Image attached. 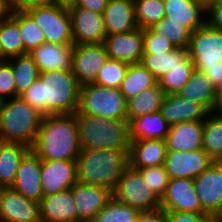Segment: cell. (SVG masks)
Segmentation results:
<instances>
[{
  "label": "cell",
  "mask_w": 222,
  "mask_h": 222,
  "mask_svg": "<svg viewBox=\"0 0 222 222\" xmlns=\"http://www.w3.org/2000/svg\"><path fill=\"white\" fill-rule=\"evenodd\" d=\"M81 84L72 70L40 72V78L20 97L43 115L73 114L78 110Z\"/></svg>",
  "instance_id": "6da1fadb"
},
{
  "label": "cell",
  "mask_w": 222,
  "mask_h": 222,
  "mask_svg": "<svg viewBox=\"0 0 222 222\" xmlns=\"http://www.w3.org/2000/svg\"><path fill=\"white\" fill-rule=\"evenodd\" d=\"M81 149L75 113L43 116L32 149L41 160L76 161Z\"/></svg>",
  "instance_id": "7a4b0ae2"
},
{
  "label": "cell",
  "mask_w": 222,
  "mask_h": 222,
  "mask_svg": "<svg viewBox=\"0 0 222 222\" xmlns=\"http://www.w3.org/2000/svg\"><path fill=\"white\" fill-rule=\"evenodd\" d=\"M76 163L78 182L103 186L113 192L119 177L129 167V151L81 149Z\"/></svg>",
  "instance_id": "3957f363"
},
{
  "label": "cell",
  "mask_w": 222,
  "mask_h": 222,
  "mask_svg": "<svg viewBox=\"0 0 222 222\" xmlns=\"http://www.w3.org/2000/svg\"><path fill=\"white\" fill-rule=\"evenodd\" d=\"M43 116L20 96L2 101L0 140L33 149Z\"/></svg>",
  "instance_id": "277c9868"
},
{
  "label": "cell",
  "mask_w": 222,
  "mask_h": 222,
  "mask_svg": "<svg viewBox=\"0 0 222 222\" xmlns=\"http://www.w3.org/2000/svg\"><path fill=\"white\" fill-rule=\"evenodd\" d=\"M82 149H120L129 151L131 139L128 120L105 119L75 114Z\"/></svg>",
  "instance_id": "5b68a950"
},
{
  "label": "cell",
  "mask_w": 222,
  "mask_h": 222,
  "mask_svg": "<svg viewBox=\"0 0 222 222\" xmlns=\"http://www.w3.org/2000/svg\"><path fill=\"white\" fill-rule=\"evenodd\" d=\"M75 114L127 120V100L119 88L86 83L81 85L78 110Z\"/></svg>",
  "instance_id": "8992f818"
},
{
  "label": "cell",
  "mask_w": 222,
  "mask_h": 222,
  "mask_svg": "<svg viewBox=\"0 0 222 222\" xmlns=\"http://www.w3.org/2000/svg\"><path fill=\"white\" fill-rule=\"evenodd\" d=\"M42 29L46 42L73 45L72 19L68 7L56 3L25 10Z\"/></svg>",
  "instance_id": "52a82bcc"
},
{
  "label": "cell",
  "mask_w": 222,
  "mask_h": 222,
  "mask_svg": "<svg viewBox=\"0 0 222 222\" xmlns=\"http://www.w3.org/2000/svg\"><path fill=\"white\" fill-rule=\"evenodd\" d=\"M112 196L118 202L127 204L140 212L160 208V198L149 187L141 173L130 166L119 177Z\"/></svg>",
  "instance_id": "ba28073f"
},
{
  "label": "cell",
  "mask_w": 222,
  "mask_h": 222,
  "mask_svg": "<svg viewBox=\"0 0 222 222\" xmlns=\"http://www.w3.org/2000/svg\"><path fill=\"white\" fill-rule=\"evenodd\" d=\"M188 51L195 69L200 72L206 68L221 67L222 31L206 23L191 33Z\"/></svg>",
  "instance_id": "9c48e42d"
},
{
  "label": "cell",
  "mask_w": 222,
  "mask_h": 222,
  "mask_svg": "<svg viewBox=\"0 0 222 222\" xmlns=\"http://www.w3.org/2000/svg\"><path fill=\"white\" fill-rule=\"evenodd\" d=\"M193 182L202 210L212 218L222 214V162H213Z\"/></svg>",
  "instance_id": "30bf717a"
},
{
  "label": "cell",
  "mask_w": 222,
  "mask_h": 222,
  "mask_svg": "<svg viewBox=\"0 0 222 222\" xmlns=\"http://www.w3.org/2000/svg\"><path fill=\"white\" fill-rule=\"evenodd\" d=\"M107 59L103 43L74 44L72 73L81 85L94 82Z\"/></svg>",
  "instance_id": "8fae6325"
},
{
  "label": "cell",
  "mask_w": 222,
  "mask_h": 222,
  "mask_svg": "<svg viewBox=\"0 0 222 222\" xmlns=\"http://www.w3.org/2000/svg\"><path fill=\"white\" fill-rule=\"evenodd\" d=\"M213 162L203 149L194 151L167 150L164 167L170 179H194Z\"/></svg>",
  "instance_id": "7c38bea8"
},
{
  "label": "cell",
  "mask_w": 222,
  "mask_h": 222,
  "mask_svg": "<svg viewBox=\"0 0 222 222\" xmlns=\"http://www.w3.org/2000/svg\"><path fill=\"white\" fill-rule=\"evenodd\" d=\"M72 19L74 44H99L107 36L102 14L72 5L68 7Z\"/></svg>",
  "instance_id": "4fadbf2b"
},
{
  "label": "cell",
  "mask_w": 222,
  "mask_h": 222,
  "mask_svg": "<svg viewBox=\"0 0 222 222\" xmlns=\"http://www.w3.org/2000/svg\"><path fill=\"white\" fill-rule=\"evenodd\" d=\"M103 44L109 59L128 64L141 63L144 54L143 28L107 35Z\"/></svg>",
  "instance_id": "5bb4252c"
},
{
  "label": "cell",
  "mask_w": 222,
  "mask_h": 222,
  "mask_svg": "<svg viewBox=\"0 0 222 222\" xmlns=\"http://www.w3.org/2000/svg\"><path fill=\"white\" fill-rule=\"evenodd\" d=\"M160 208L165 211L205 213L199 203L193 179H170L164 195L160 199Z\"/></svg>",
  "instance_id": "9a60e30c"
},
{
  "label": "cell",
  "mask_w": 222,
  "mask_h": 222,
  "mask_svg": "<svg viewBox=\"0 0 222 222\" xmlns=\"http://www.w3.org/2000/svg\"><path fill=\"white\" fill-rule=\"evenodd\" d=\"M0 222H41L39 202L26 198L12 187H3L0 197Z\"/></svg>",
  "instance_id": "2e32d148"
},
{
  "label": "cell",
  "mask_w": 222,
  "mask_h": 222,
  "mask_svg": "<svg viewBox=\"0 0 222 222\" xmlns=\"http://www.w3.org/2000/svg\"><path fill=\"white\" fill-rule=\"evenodd\" d=\"M77 181L76 161L41 160V185L44 196L71 189Z\"/></svg>",
  "instance_id": "e0dca14e"
},
{
  "label": "cell",
  "mask_w": 222,
  "mask_h": 222,
  "mask_svg": "<svg viewBox=\"0 0 222 222\" xmlns=\"http://www.w3.org/2000/svg\"><path fill=\"white\" fill-rule=\"evenodd\" d=\"M71 190L76 202L78 222H92L97 213L112 198L110 189L78 181L71 187Z\"/></svg>",
  "instance_id": "ac0fdd59"
},
{
  "label": "cell",
  "mask_w": 222,
  "mask_h": 222,
  "mask_svg": "<svg viewBox=\"0 0 222 222\" xmlns=\"http://www.w3.org/2000/svg\"><path fill=\"white\" fill-rule=\"evenodd\" d=\"M11 187L26 198L38 202L44 196L41 185V159L32 149L21 159Z\"/></svg>",
  "instance_id": "d6986e66"
},
{
  "label": "cell",
  "mask_w": 222,
  "mask_h": 222,
  "mask_svg": "<svg viewBox=\"0 0 222 222\" xmlns=\"http://www.w3.org/2000/svg\"><path fill=\"white\" fill-rule=\"evenodd\" d=\"M39 216L41 222H78L72 190L43 196L39 201Z\"/></svg>",
  "instance_id": "ffe728a7"
},
{
  "label": "cell",
  "mask_w": 222,
  "mask_h": 222,
  "mask_svg": "<svg viewBox=\"0 0 222 222\" xmlns=\"http://www.w3.org/2000/svg\"><path fill=\"white\" fill-rule=\"evenodd\" d=\"M160 112L170 126L185 121H203L204 117L213 115L202 104L183 99L177 94L165 95Z\"/></svg>",
  "instance_id": "44dd1931"
},
{
  "label": "cell",
  "mask_w": 222,
  "mask_h": 222,
  "mask_svg": "<svg viewBox=\"0 0 222 222\" xmlns=\"http://www.w3.org/2000/svg\"><path fill=\"white\" fill-rule=\"evenodd\" d=\"M102 16L107 35L138 28L134 0H109Z\"/></svg>",
  "instance_id": "7402d4cb"
},
{
  "label": "cell",
  "mask_w": 222,
  "mask_h": 222,
  "mask_svg": "<svg viewBox=\"0 0 222 222\" xmlns=\"http://www.w3.org/2000/svg\"><path fill=\"white\" fill-rule=\"evenodd\" d=\"M73 45L44 42L28 53L40 72L51 70H69L72 66Z\"/></svg>",
  "instance_id": "603a6c76"
},
{
  "label": "cell",
  "mask_w": 222,
  "mask_h": 222,
  "mask_svg": "<svg viewBox=\"0 0 222 222\" xmlns=\"http://www.w3.org/2000/svg\"><path fill=\"white\" fill-rule=\"evenodd\" d=\"M167 150L194 151L203 146V121H185L170 126Z\"/></svg>",
  "instance_id": "cb8c5ba5"
},
{
  "label": "cell",
  "mask_w": 222,
  "mask_h": 222,
  "mask_svg": "<svg viewBox=\"0 0 222 222\" xmlns=\"http://www.w3.org/2000/svg\"><path fill=\"white\" fill-rule=\"evenodd\" d=\"M167 153L166 142L156 140H131L129 148V166L143 169L164 165Z\"/></svg>",
  "instance_id": "d4e9b609"
},
{
  "label": "cell",
  "mask_w": 222,
  "mask_h": 222,
  "mask_svg": "<svg viewBox=\"0 0 222 222\" xmlns=\"http://www.w3.org/2000/svg\"><path fill=\"white\" fill-rule=\"evenodd\" d=\"M165 16L171 21H176L186 26L191 32L204 26L205 20L202 13H207V8L198 0H163Z\"/></svg>",
  "instance_id": "484cf974"
},
{
  "label": "cell",
  "mask_w": 222,
  "mask_h": 222,
  "mask_svg": "<svg viewBox=\"0 0 222 222\" xmlns=\"http://www.w3.org/2000/svg\"><path fill=\"white\" fill-rule=\"evenodd\" d=\"M217 91L211 80L203 72L195 69L177 95L202 104L211 113L216 103Z\"/></svg>",
  "instance_id": "4316f807"
},
{
  "label": "cell",
  "mask_w": 222,
  "mask_h": 222,
  "mask_svg": "<svg viewBox=\"0 0 222 222\" xmlns=\"http://www.w3.org/2000/svg\"><path fill=\"white\" fill-rule=\"evenodd\" d=\"M131 140H165L170 124L160 111L141 115L129 122Z\"/></svg>",
  "instance_id": "83f0119b"
},
{
  "label": "cell",
  "mask_w": 222,
  "mask_h": 222,
  "mask_svg": "<svg viewBox=\"0 0 222 222\" xmlns=\"http://www.w3.org/2000/svg\"><path fill=\"white\" fill-rule=\"evenodd\" d=\"M189 58L188 48H176L164 53H144L141 63L159 81L170 69L181 66Z\"/></svg>",
  "instance_id": "f1b7e54d"
},
{
  "label": "cell",
  "mask_w": 222,
  "mask_h": 222,
  "mask_svg": "<svg viewBox=\"0 0 222 222\" xmlns=\"http://www.w3.org/2000/svg\"><path fill=\"white\" fill-rule=\"evenodd\" d=\"M30 149L24 145L0 140V186L11 187L23 156Z\"/></svg>",
  "instance_id": "f546056e"
},
{
  "label": "cell",
  "mask_w": 222,
  "mask_h": 222,
  "mask_svg": "<svg viewBox=\"0 0 222 222\" xmlns=\"http://www.w3.org/2000/svg\"><path fill=\"white\" fill-rule=\"evenodd\" d=\"M165 92L160 88L159 83L149 87L127 100V120L140 117L141 115L160 111Z\"/></svg>",
  "instance_id": "4dcf8cb0"
},
{
  "label": "cell",
  "mask_w": 222,
  "mask_h": 222,
  "mask_svg": "<svg viewBox=\"0 0 222 222\" xmlns=\"http://www.w3.org/2000/svg\"><path fill=\"white\" fill-rule=\"evenodd\" d=\"M157 83V79L142 63L129 64V68L119 89L125 99L129 100Z\"/></svg>",
  "instance_id": "1f68e13d"
},
{
  "label": "cell",
  "mask_w": 222,
  "mask_h": 222,
  "mask_svg": "<svg viewBox=\"0 0 222 222\" xmlns=\"http://www.w3.org/2000/svg\"><path fill=\"white\" fill-rule=\"evenodd\" d=\"M9 15L18 23L24 55L46 42L42 29L25 10L10 8Z\"/></svg>",
  "instance_id": "d6a6232c"
},
{
  "label": "cell",
  "mask_w": 222,
  "mask_h": 222,
  "mask_svg": "<svg viewBox=\"0 0 222 222\" xmlns=\"http://www.w3.org/2000/svg\"><path fill=\"white\" fill-rule=\"evenodd\" d=\"M9 59H7V61L12 67L16 82L15 97H18L40 78V70L29 54L15 56Z\"/></svg>",
  "instance_id": "836d02e7"
},
{
  "label": "cell",
  "mask_w": 222,
  "mask_h": 222,
  "mask_svg": "<svg viewBox=\"0 0 222 222\" xmlns=\"http://www.w3.org/2000/svg\"><path fill=\"white\" fill-rule=\"evenodd\" d=\"M1 60L24 55L18 23L8 14L0 19Z\"/></svg>",
  "instance_id": "e575fe53"
},
{
  "label": "cell",
  "mask_w": 222,
  "mask_h": 222,
  "mask_svg": "<svg viewBox=\"0 0 222 222\" xmlns=\"http://www.w3.org/2000/svg\"><path fill=\"white\" fill-rule=\"evenodd\" d=\"M202 149L214 162H222V118L216 115L203 120Z\"/></svg>",
  "instance_id": "d590c367"
},
{
  "label": "cell",
  "mask_w": 222,
  "mask_h": 222,
  "mask_svg": "<svg viewBox=\"0 0 222 222\" xmlns=\"http://www.w3.org/2000/svg\"><path fill=\"white\" fill-rule=\"evenodd\" d=\"M155 33L170 41L176 48H188L191 31L179 22L171 21L164 16L150 27Z\"/></svg>",
  "instance_id": "8d00e7d4"
},
{
  "label": "cell",
  "mask_w": 222,
  "mask_h": 222,
  "mask_svg": "<svg viewBox=\"0 0 222 222\" xmlns=\"http://www.w3.org/2000/svg\"><path fill=\"white\" fill-rule=\"evenodd\" d=\"M140 211L118 202L113 196L92 222H137Z\"/></svg>",
  "instance_id": "74e56055"
},
{
  "label": "cell",
  "mask_w": 222,
  "mask_h": 222,
  "mask_svg": "<svg viewBox=\"0 0 222 222\" xmlns=\"http://www.w3.org/2000/svg\"><path fill=\"white\" fill-rule=\"evenodd\" d=\"M138 28H150L165 16L163 0H134Z\"/></svg>",
  "instance_id": "f35d334b"
},
{
  "label": "cell",
  "mask_w": 222,
  "mask_h": 222,
  "mask_svg": "<svg viewBox=\"0 0 222 222\" xmlns=\"http://www.w3.org/2000/svg\"><path fill=\"white\" fill-rule=\"evenodd\" d=\"M195 65L189 58L181 66H176L165 74L159 81L160 88L165 94H178L189 80Z\"/></svg>",
  "instance_id": "ab89813d"
},
{
  "label": "cell",
  "mask_w": 222,
  "mask_h": 222,
  "mask_svg": "<svg viewBox=\"0 0 222 222\" xmlns=\"http://www.w3.org/2000/svg\"><path fill=\"white\" fill-rule=\"evenodd\" d=\"M128 68V63L108 58L93 83L108 88H119Z\"/></svg>",
  "instance_id": "60d3db41"
},
{
  "label": "cell",
  "mask_w": 222,
  "mask_h": 222,
  "mask_svg": "<svg viewBox=\"0 0 222 222\" xmlns=\"http://www.w3.org/2000/svg\"><path fill=\"white\" fill-rule=\"evenodd\" d=\"M154 193L161 199L169 183V176L164 165L137 169Z\"/></svg>",
  "instance_id": "b9f144b4"
},
{
  "label": "cell",
  "mask_w": 222,
  "mask_h": 222,
  "mask_svg": "<svg viewBox=\"0 0 222 222\" xmlns=\"http://www.w3.org/2000/svg\"><path fill=\"white\" fill-rule=\"evenodd\" d=\"M144 53H164L176 47L167 39L155 33L151 28L143 29Z\"/></svg>",
  "instance_id": "7bdbcfd3"
},
{
  "label": "cell",
  "mask_w": 222,
  "mask_h": 222,
  "mask_svg": "<svg viewBox=\"0 0 222 222\" xmlns=\"http://www.w3.org/2000/svg\"><path fill=\"white\" fill-rule=\"evenodd\" d=\"M15 76L10 63L7 60H0V100L15 97ZM9 97H7V96Z\"/></svg>",
  "instance_id": "ee69618b"
},
{
  "label": "cell",
  "mask_w": 222,
  "mask_h": 222,
  "mask_svg": "<svg viewBox=\"0 0 222 222\" xmlns=\"http://www.w3.org/2000/svg\"><path fill=\"white\" fill-rule=\"evenodd\" d=\"M167 222H213L206 213L166 211Z\"/></svg>",
  "instance_id": "f6af8a7d"
},
{
  "label": "cell",
  "mask_w": 222,
  "mask_h": 222,
  "mask_svg": "<svg viewBox=\"0 0 222 222\" xmlns=\"http://www.w3.org/2000/svg\"><path fill=\"white\" fill-rule=\"evenodd\" d=\"M211 15L209 20H206V23L216 29L222 31V0L216 3H213L207 7V14Z\"/></svg>",
  "instance_id": "bcb514c9"
},
{
  "label": "cell",
  "mask_w": 222,
  "mask_h": 222,
  "mask_svg": "<svg viewBox=\"0 0 222 222\" xmlns=\"http://www.w3.org/2000/svg\"><path fill=\"white\" fill-rule=\"evenodd\" d=\"M137 222H167L166 211L158 208L152 211L140 212Z\"/></svg>",
  "instance_id": "7dc6e473"
},
{
  "label": "cell",
  "mask_w": 222,
  "mask_h": 222,
  "mask_svg": "<svg viewBox=\"0 0 222 222\" xmlns=\"http://www.w3.org/2000/svg\"><path fill=\"white\" fill-rule=\"evenodd\" d=\"M10 7L19 10H26L33 6L54 4L55 0H9Z\"/></svg>",
  "instance_id": "c3c4849f"
},
{
  "label": "cell",
  "mask_w": 222,
  "mask_h": 222,
  "mask_svg": "<svg viewBox=\"0 0 222 222\" xmlns=\"http://www.w3.org/2000/svg\"><path fill=\"white\" fill-rule=\"evenodd\" d=\"M109 0H78L75 6H79L93 12L102 14Z\"/></svg>",
  "instance_id": "681fc988"
},
{
  "label": "cell",
  "mask_w": 222,
  "mask_h": 222,
  "mask_svg": "<svg viewBox=\"0 0 222 222\" xmlns=\"http://www.w3.org/2000/svg\"><path fill=\"white\" fill-rule=\"evenodd\" d=\"M203 73L211 80L217 90L222 89V66L206 68Z\"/></svg>",
  "instance_id": "f907efd6"
},
{
  "label": "cell",
  "mask_w": 222,
  "mask_h": 222,
  "mask_svg": "<svg viewBox=\"0 0 222 222\" xmlns=\"http://www.w3.org/2000/svg\"><path fill=\"white\" fill-rule=\"evenodd\" d=\"M214 112H219L218 114L216 113V116L221 117L222 118V89H218L217 91V98H216V103L214 105L213 110L211 111V113L214 114Z\"/></svg>",
  "instance_id": "816d5d0a"
},
{
  "label": "cell",
  "mask_w": 222,
  "mask_h": 222,
  "mask_svg": "<svg viewBox=\"0 0 222 222\" xmlns=\"http://www.w3.org/2000/svg\"><path fill=\"white\" fill-rule=\"evenodd\" d=\"M10 8L9 0H0V19L9 14Z\"/></svg>",
  "instance_id": "f5cc1de1"
},
{
  "label": "cell",
  "mask_w": 222,
  "mask_h": 222,
  "mask_svg": "<svg viewBox=\"0 0 222 222\" xmlns=\"http://www.w3.org/2000/svg\"><path fill=\"white\" fill-rule=\"evenodd\" d=\"M78 0H55V3L64 6V7H70L72 5H75Z\"/></svg>",
  "instance_id": "db71d44e"
},
{
  "label": "cell",
  "mask_w": 222,
  "mask_h": 222,
  "mask_svg": "<svg viewBox=\"0 0 222 222\" xmlns=\"http://www.w3.org/2000/svg\"><path fill=\"white\" fill-rule=\"evenodd\" d=\"M198 1L207 8L209 5L219 2L221 0H198Z\"/></svg>",
  "instance_id": "11a10c76"
},
{
  "label": "cell",
  "mask_w": 222,
  "mask_h": 222,
  "mask_svg": "<svg viewBox=\"0 0 222 222\" xmlns=\"http://www.w3.org/2000/svg\"><path fill=\"white\" fill-rule=\"evenodd\" d=\"M213 222H222V214H219L216 217H214Z\"/></svg>",
  "instance_id": "9f6ffc18"
},
{
  "label": "cell",
  "mask_w": 222,
  "mask_h": 222,
  "mask_svg": "<svg viewBox=\"0 0 222 222\" xmlns=\"http://www.w3.org/2000/svg\"><path fill=\"white\" fill-rule=\"evenodd\" d=\"M2 190H3V187L0 186V197H1Z\"/></svg>",
  "instance_id": "6f0895ef"
}]
</instances>
